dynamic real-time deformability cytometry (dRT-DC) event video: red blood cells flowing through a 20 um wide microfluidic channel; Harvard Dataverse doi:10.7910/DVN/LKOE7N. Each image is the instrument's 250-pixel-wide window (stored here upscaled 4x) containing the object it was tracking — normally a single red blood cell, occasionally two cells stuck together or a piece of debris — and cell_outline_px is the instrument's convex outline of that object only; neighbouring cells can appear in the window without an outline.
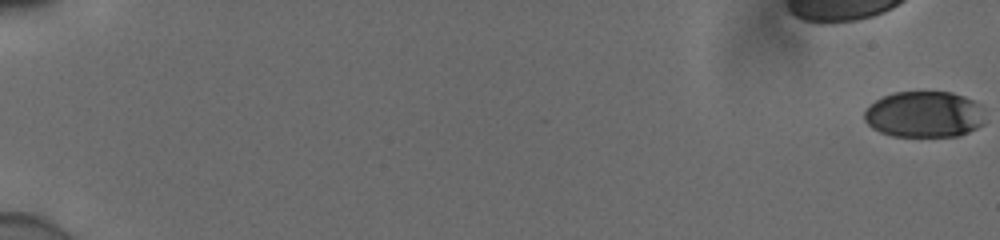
{"species": "human", "species_latin": "Homo sapiens", "temperature_condition": "cold", "stored_images_in_passage": 12, "camera_frame_rate_fps": 3000, "um_per_image_px": 0.085, "donor": {"sex": "male"}, "frame": {"image": 1, "passage_image": 1, "time_ms": 0.0, "image_size_px": [1000, 240], "cell_outline_px": [[984, 124], [960, 136], [892, 136], [880, 132], [872, 128], [864, 120], [864, 112], [876, 100], [892, 92], [952, 92], [964, 96], [972, 100], [976, 104]], "centroid_in_image_um": [78.51, 9.73], "position_along_channel_um": 6.5, "area_um2": 32.14}}
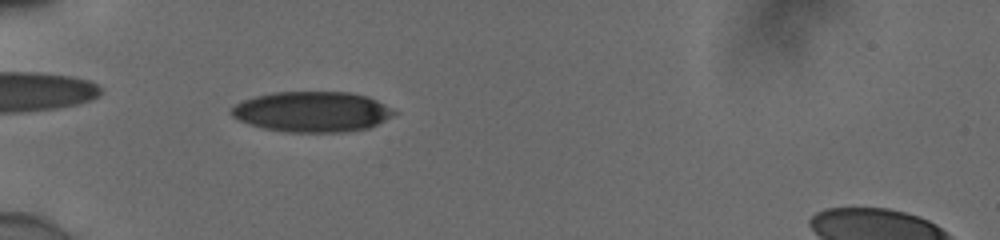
{"frame": {"image": 2, "passage_image": 9, "time_ms": 2.667, "image_size_px": [1000, 240], "cell_outline_px": [[400, 112], [368, 128], [344, 132], [288, 132], [264, 128], [240, 120], [232, 116], [232, 108], [236, 104], [244, 100], [256, 96], [276, 92], [352, 92], [368, 96]], "centroid_in_image_um": [26.58, 9.49], "position_along_channel_um": 58.4, "area_um2": 38.09}}
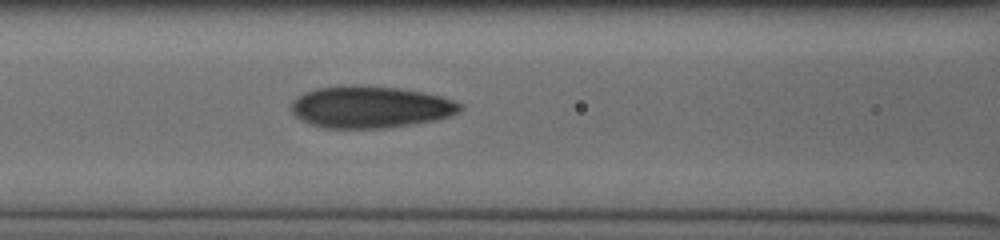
{"frame": {"image": 3, "passage_image": 12, "time_ms": 3.667, "image_size_px": [1000, 240], "cell_outline_px": [[460, 112], [436, 120], [384, 128], [324, 128], [300, 120], [292, 112], [292, 100], [304, 92], [316, 88], [340, 84], [356, 84], [400, 88], [424, 92], [440, 96], [452, 100], [460, 104]], "centroid_in_image_um": [31.43, 9.07], "position_along_channel_um": 135.2, "area_um2": 41.44}}